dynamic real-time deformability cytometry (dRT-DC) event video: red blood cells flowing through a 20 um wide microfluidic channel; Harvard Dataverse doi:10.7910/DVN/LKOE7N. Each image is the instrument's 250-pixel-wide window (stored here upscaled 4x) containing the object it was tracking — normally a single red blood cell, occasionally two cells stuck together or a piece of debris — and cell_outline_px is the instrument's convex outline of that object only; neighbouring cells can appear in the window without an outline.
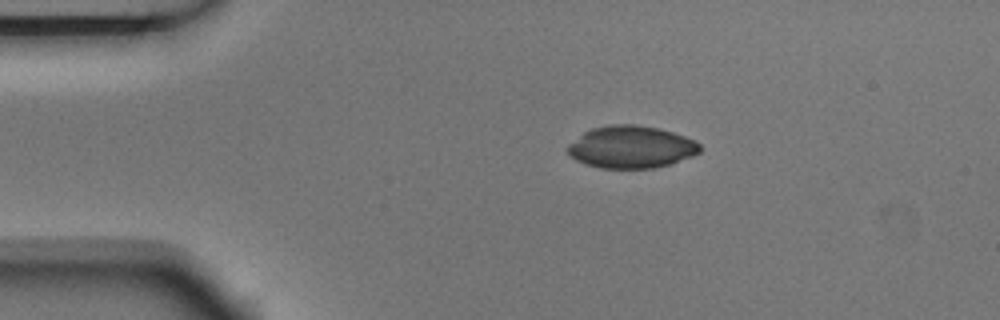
{"species": "Egyptian fruit bat (a non-hibernating species)", "species_latin": "Rousettus aegyptiacus", "temperature_condition": "room temperature", "stored_images_in_passage": 7, "camera_frame_rate_fps": 3000, "um_per_image_px": 0.085, "animal": {"sex": "male"}, "frame": {"image": 1, "passage_image": 2, "time_ms": 0.333, "image_size_px": [1000, 320], "cell_outline_px": [[700, 152], [692, 156], [668, 164], [652, 168], [600, 168], [584, 164], [576, 160], [564, 148], [568, 144], [584, 132], [592, 128], [608, 124], [636, 124], [660, 128], [696, 140], [700, 144]], "centroid_in_image_um": [53.63, 12.48], "position_along_channel_um": 31.4, "area_um2": 32.71}}
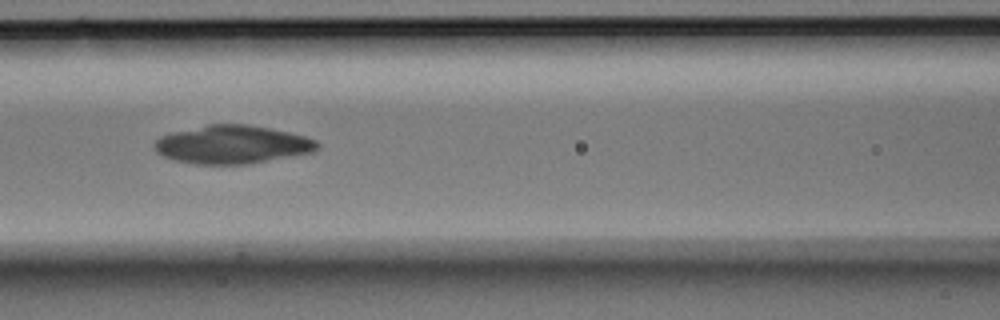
{"frame": {"image": 2, "passage_image": 5, "time_ms": 1.333, "image_size_px": [1000, 320], "cell_outline_px": [[320, 148], [316, 152], [248, 164], [196, 164], [172, 160], [156, 152], [152, 144], [160, 136], [172, 132], [208, 124], [248, 124], [288, 132], [304, 136], [316, 140], [320, 144]], "centroid_in_image_um": [19.75, 12.29], "position_along_channel_um": 146.9, "area_um2": 36.59}}
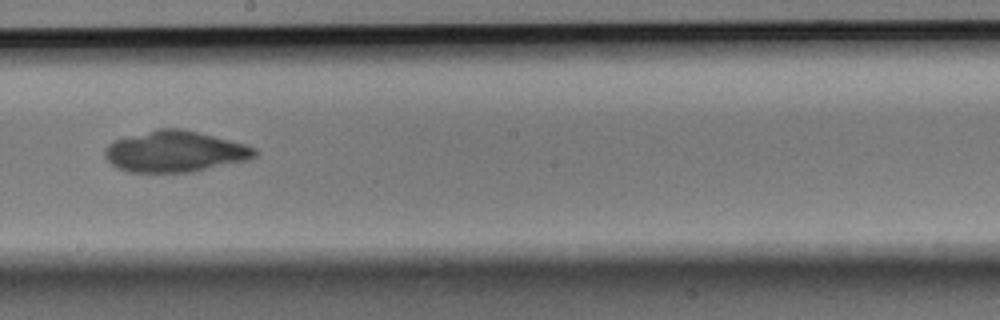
{"frame": {"image": 3, "passage_image": 7, "time_ms": 2.0, "image_size_px": [1000, 320], "cell_outline_px": [[260, 152], [256, 156], [248, 160], [192, 172], [128, 172], [116, 168], [104, 156], [104, 152], [108, 144], [112, 140], [156, 128], [184, 128], [244, 144], [256, 148]], "centroid_in_image_um": [14.86, 12.87], "position_along_channel_um": 233.3, "area_um2": 36.24}}